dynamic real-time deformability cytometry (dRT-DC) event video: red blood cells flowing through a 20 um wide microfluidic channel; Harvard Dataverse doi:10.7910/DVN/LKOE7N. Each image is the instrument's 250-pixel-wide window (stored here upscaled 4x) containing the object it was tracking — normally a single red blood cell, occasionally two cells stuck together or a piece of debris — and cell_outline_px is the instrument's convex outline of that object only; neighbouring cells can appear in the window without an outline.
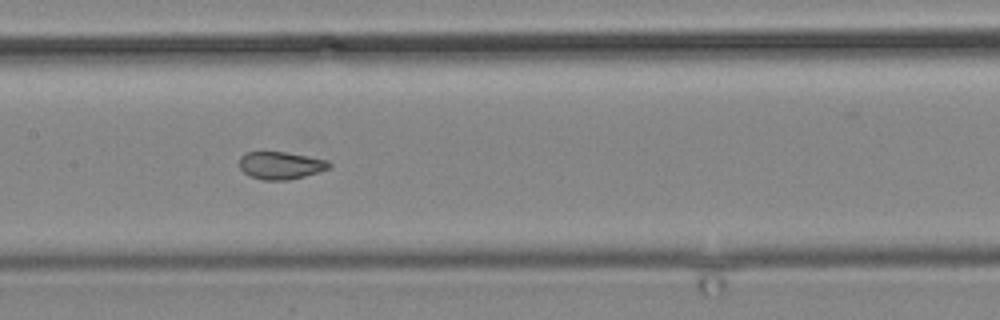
{"species": "common noctule bat (a hibernating species)", "species_latin": "Nyctalus noctula", "temperature_condition": "cold", "stored_images_in_passage": 16, "camera_frame_rate_fps": 3000, "um_per_image_px": 0.085, "animal": {"sex": "male", "body_mass_g": 19.2, "forearm_length_mm": 51.8}, "frame": {"image": 1, "passage_image": 14, "time_ms": 16.0, "image_size_px": [1000, 320], "cell_outline_px": [[332, 164], [328, 168], [304, 176], [288, 180], [264, 180], [252, 176], [244, 172], [240, 168], [240, 156], [244, 152], [284, 152], [328, 160]], "centroid_in_image_um": [23.84, 14.05], "position_along_channel_um": 183.6, "area_um2": 14.16}}
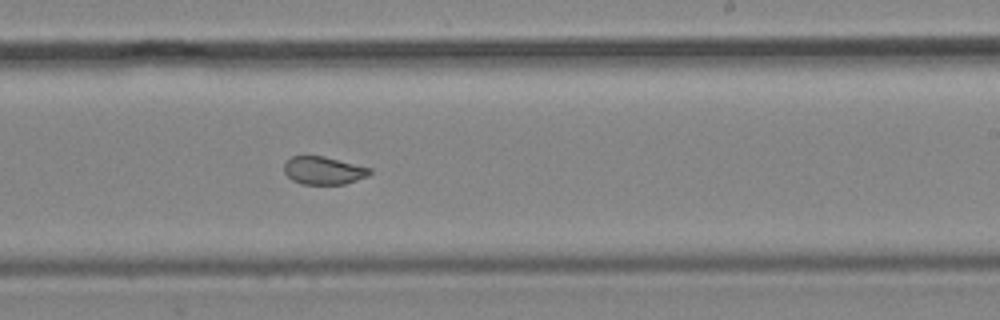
{"frame": {"image": 2, "passage_image": 16, "time_ms": 18.333, "image_size_px": [1000, 320], "cell_outline_px": [[372, 172], [368, 176], [344, 184], [300, 184], [292, 180], [284, 172], [284, 160], [292, 156], [324, 156], [372, 168]], "centroid_in_image_um": [27.49, 14.49], "position_along_channel_um": 261.5, "area_um2": 14.05}}